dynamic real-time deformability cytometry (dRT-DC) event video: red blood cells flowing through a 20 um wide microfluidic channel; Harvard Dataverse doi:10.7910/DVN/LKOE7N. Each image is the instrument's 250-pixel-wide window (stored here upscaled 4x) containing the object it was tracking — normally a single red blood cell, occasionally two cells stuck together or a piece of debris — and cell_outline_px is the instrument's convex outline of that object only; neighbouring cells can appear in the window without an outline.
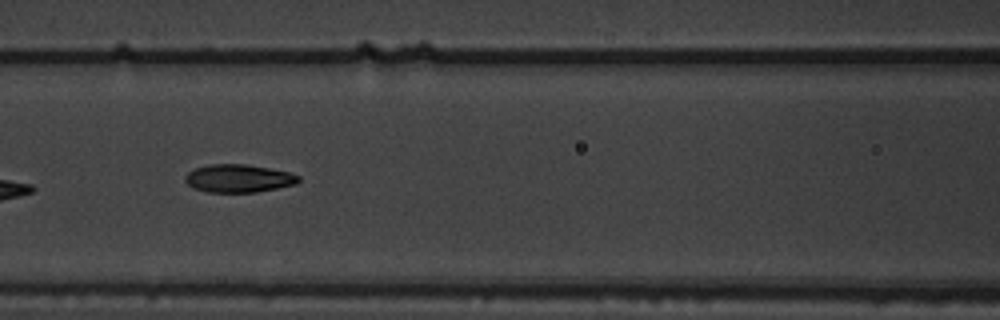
{"species": "common noctule bat (a hibernating species)", "species_latin": "Nyctalus noctula", "temperature_condition": "warm", "stored_images_in_passage": 11, "camera_frame_rate_fps": 3000, "um_per_image_px": 0.085, "animal": {"sex": "male", "body_mass_g": 19.5, "forearm_length_mm": 54.6}, "frame": {"image": 1, "passage_image": 7, "time_ms": 2.0, "image_size_px": [1000, 320], "cell_outline_px": [[300, 180], [296, 184], [256, 192], [208, 192], [196, 188], [188, 184], [184, 180], [184, 176], [188, 172], [196, 168], [208, 164], [248, 164], [288, 172], [300, 176]], "centroid_in_image_um": [20.27, 15.15], "position_along_channel_um": 146.3, "area_um2": 18.38}}
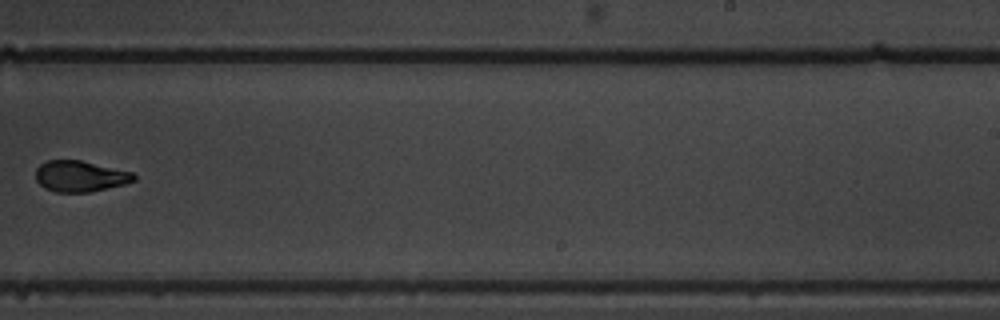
{"frame": {"image": 2, "passage_image": 10, "time_ms": 3.0, "image_size_px": [1000, 320], "cell_outline_px": [[136, 180], [124, 184], [88, 192], [56, 192], [44, 188], [36, 180], [36, 168], [40, 164], [48, 160], [80, 160], [132, 172], [136, 176]], "centroid_in_image_um": [6.79, 14.98], "position_along_channel_um": 282.2, "area_um2": 17.63}}
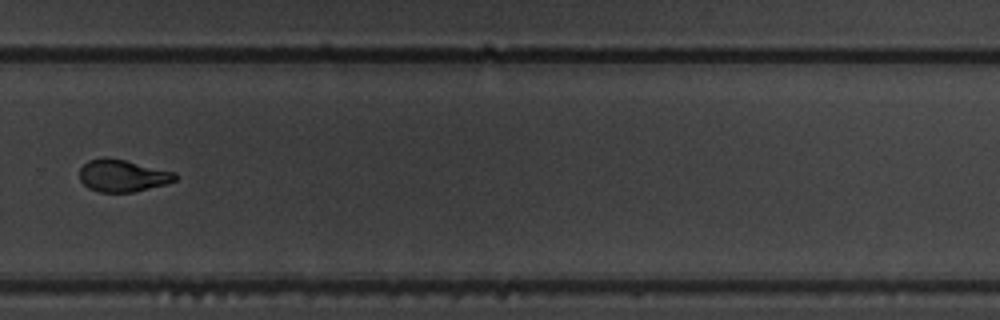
{"frame": {"image": 3, "passage_image": 11, "time_ms": 3.333, "image_size_px": [1000, 320], "cell_outline_px": [[176, 180], [168, 184], [132, 192], [100, 192], [88, 188], [80, 180], [80, 168], [88, 160], [104, 156], [124, 160], [176, 172]], "centroid_in_image_um": [10.42, 14.93], "position_along_channel_um": 319.4, "area_um2": 17.98}}